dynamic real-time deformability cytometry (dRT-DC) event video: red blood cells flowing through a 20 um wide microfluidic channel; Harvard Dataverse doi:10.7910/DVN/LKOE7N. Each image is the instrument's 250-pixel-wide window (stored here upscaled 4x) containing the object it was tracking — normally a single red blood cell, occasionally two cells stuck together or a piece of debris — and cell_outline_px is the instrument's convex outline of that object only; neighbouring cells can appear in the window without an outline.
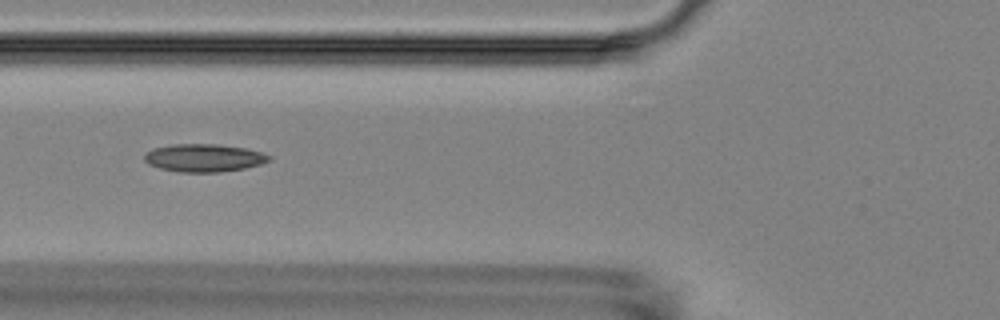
{"species": "Egyptian fruit bat (a non-hibernating species)", "species_latin": "Rousettus aegyptiacus", "temperature_condition": "room temperature", "stored_images_in_passage": 8, "camera_frame_rate_fps": 3000, "um_per_image_px": 0.085, "animal": {"sex": "female"}, "frame": {"image": 1, "passage_image": 7, "time_ms": 7.0, "image_size_px": [1000, 320], "cell_outline_px": [[272, 160], [260, 164], [244, 168], [220, 172], [180, 172], [160, 168], [148, 164], [144, 160], [144, 156], [152, 148], [172, 144], [216, 144], [248, 148], [272, 156]], "centroid_in_image_um": [17.35, 13.41], "position_along_channel_um": 108.5, "area_um2": 20.29}}